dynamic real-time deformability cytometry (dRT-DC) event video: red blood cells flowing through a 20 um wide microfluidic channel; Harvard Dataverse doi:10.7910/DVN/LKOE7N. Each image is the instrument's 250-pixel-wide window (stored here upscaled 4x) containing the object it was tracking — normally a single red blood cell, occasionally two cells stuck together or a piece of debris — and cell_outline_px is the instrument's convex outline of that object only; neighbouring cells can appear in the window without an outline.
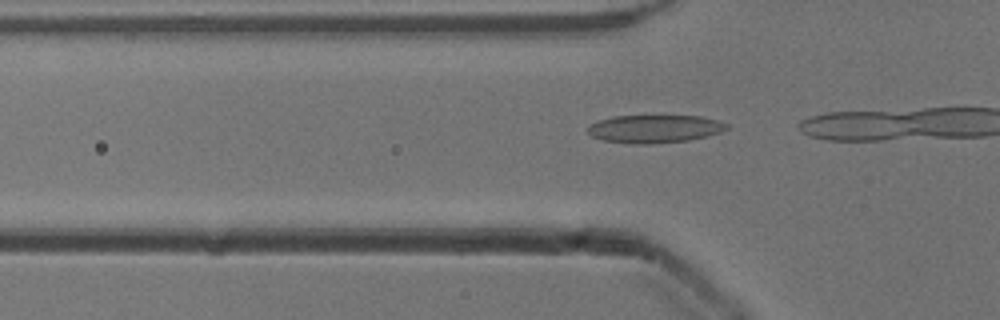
{"species": "common noctule bat (a hibernating species)", "species_latin": "Nyctalus noctula", "temperature_condition": "cold", "stored_images_in_passage": 4, "camera_frame_rate_fps": 3000, "um_per_image_px": 0.085, "animal": {"sex": "male", "body_mass_g": 13.3}, "frame": {"image": 1, "passage_image": 2, "time_ms": 0.333, "image_size_px": [1000, 320], "cell_outline_px": [[728, 128], [720, 132], [708, 136], [688, 140], [648, 144], [636, 144], [604, 140], [592, 136], [588, 132], [588, 128], [592, 124], [600, 120], [612, 116], [700, 116], [716, 120], [728, 124]], "centroid_in_image_um": [55.66, 10.95], "position_along_channel_um": 70.1, "area_um2": 22.37}}